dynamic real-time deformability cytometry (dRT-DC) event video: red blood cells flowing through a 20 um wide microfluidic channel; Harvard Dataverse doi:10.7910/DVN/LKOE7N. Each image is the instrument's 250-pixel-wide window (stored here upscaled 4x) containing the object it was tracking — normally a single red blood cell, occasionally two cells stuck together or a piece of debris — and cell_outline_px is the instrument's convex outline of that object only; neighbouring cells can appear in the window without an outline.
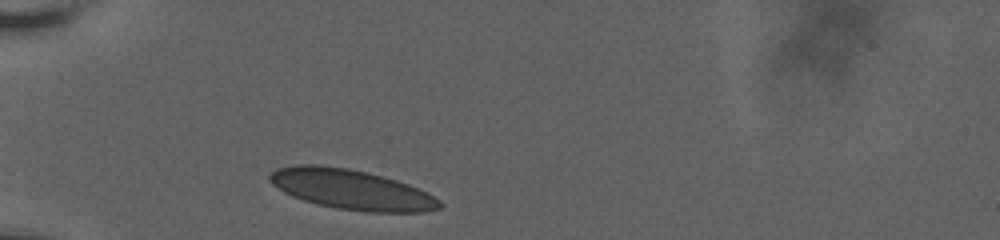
{"species": "human", "species_latin": "Homo sapiens", "temperature_condition": "room temperature", "stored_images_in_passage": 6, "camera_frame_rate_fps": 3000, "um_per_image_px": 0.085, "donor": {"sex": "male"}, "frame": {"image": 1, "passage_image": 1, "time_ms": 0.0, "image_size_px": [1000, 240], "cell_outline_px": [[444, 204], [440, 208], [424, 212], [364, 212], [336, 208], [316, 204], [292, 196], [284, 192], [272, 184], [268, 180], [268, 176], [276, 168], [296, 164], [316, 164], [348, 168], [368, 172], [396, 180], [408, 184], [440, 200]], "centroid_in_image_um": [29.83, 16.1], "position_along_channel_um": 55.2, "area_um2": 39.65}}